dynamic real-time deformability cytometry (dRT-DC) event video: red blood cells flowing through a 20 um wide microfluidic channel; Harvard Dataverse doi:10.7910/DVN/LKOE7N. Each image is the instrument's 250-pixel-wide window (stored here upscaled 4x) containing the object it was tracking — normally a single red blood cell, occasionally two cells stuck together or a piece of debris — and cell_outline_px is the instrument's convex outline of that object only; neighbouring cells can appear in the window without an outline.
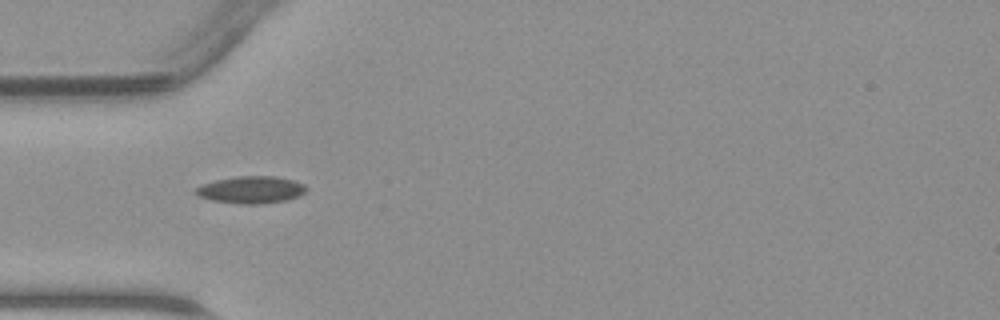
{"species": "common noctule bat (a hibernating species)", "species_latin": "Nyctalus noctula", "temperature_condition": "warm", "stored_images_in_passage": 33, "camera_frame_rate_fps": 3000, "um_per_image_px": 0.085, "animal": {"sex": "male", "body_mass_g": 23.1, "forearm_length_mm": 52.7}, "frame": {"image": 1, "passage_image": 1, "time_ms": 0.0, "image_size_px": [1000, 320], "cell_outline_px": [[308, 188], [300, 196], [284, 200], [260, 204], [240, 204], [212, 200], [200, 196], [192, 192], [196, 188], [204, 184], [216, 180], [236, 176], [272, 176], [296, 180], [304, 184]], "centroid_in_image_um": [21.36, 16.12], "position_along_channel_um": 63.6, "area_um2": 17.46}}
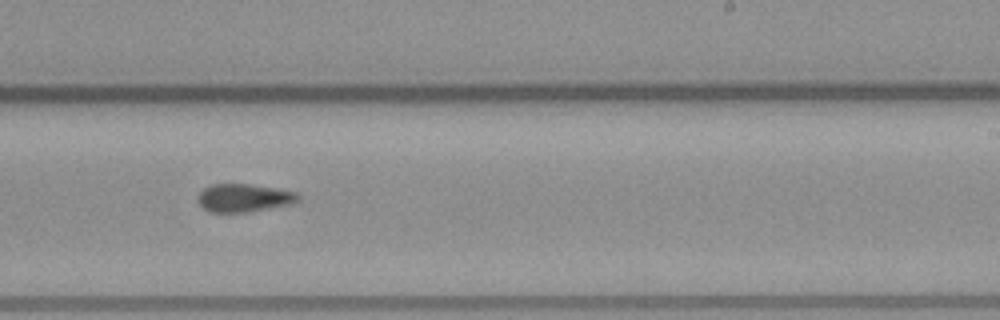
{"frame": {"image": 2, "passage_image": 15, "time_ms": 4.667, "image_size_px": [1000, 320], "cell_outline_px": [[300, 200], [292, 204], [248, 212], [212, 212], [204, 208], [200, 204], [200, 192], [204, 188], [212, 184], [248, 184], [296, 192], [300, 196]], "centroid_in_image_um": [20.77, 16.82], "position_along_channel_um": 268.2, "area_um2": 16.13}}
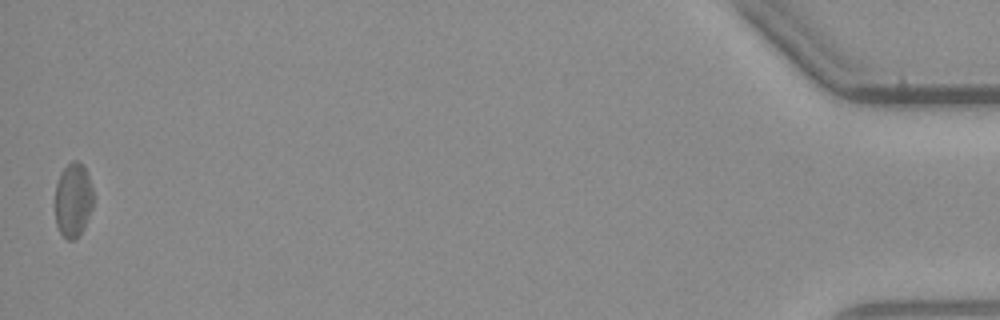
{"frame": {"image": 3, "passage_image": 33, "time_ms": 10.667, "image_size_px": [1000, 320], "cell_outline_px": [[96, 196], [92, 208], [76, 240], [68, 240], [60, 232], [56, 224], [56, 184], [60, 172], [72, 160], [76, 160], [84, 168], [88, 176]], "centroid_in_image_um": [6.23, 16.99], "position_along_channel_um": 429.0, "area_um2": 16.47}}